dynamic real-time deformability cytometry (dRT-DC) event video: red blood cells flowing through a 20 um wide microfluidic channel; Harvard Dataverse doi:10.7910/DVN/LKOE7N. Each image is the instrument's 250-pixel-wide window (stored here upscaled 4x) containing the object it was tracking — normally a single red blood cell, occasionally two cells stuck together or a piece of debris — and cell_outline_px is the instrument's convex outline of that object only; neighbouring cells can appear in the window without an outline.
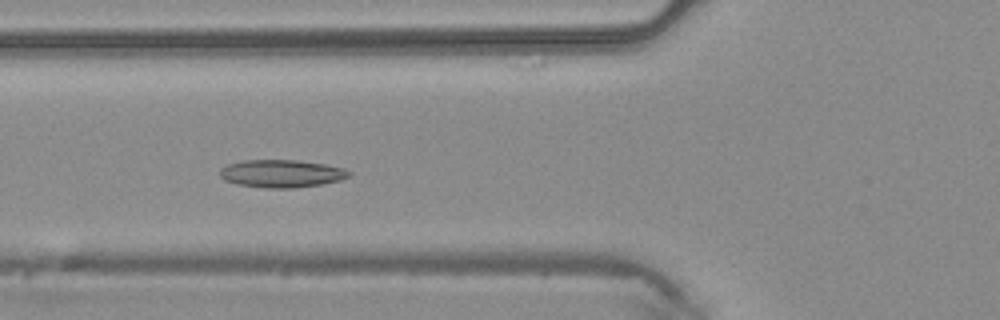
{"species": "common noctule bat (a hibernating species)", "species_latin": "Nyctalus noctula", "temperature_condition": "warm", "stored_images_in_passage": 32, "camera_frame_rate_fps": 3000, "um_per_image_px": 0.085, "animal": {"sex": "male", "body_mass_g": 20.4}, "frame": {"image": 1, "passage_image": 4, "time_ms": 1.0, "image_size_px": [1000, 320], "cell_outline_px": [[352, 176], [340, 180], [320, 184], [296, 188], [264, 188], [236, 184], [224, 180], [220, 176], [220, 168], [228, 164], [244, 160], [296, 160], [324, 164], [344, 168], [352, 172]], "centroid_in_image_um": [23.94, 14.76], "position_along_channel_um": 101.9, "area_um2": 20.98}}
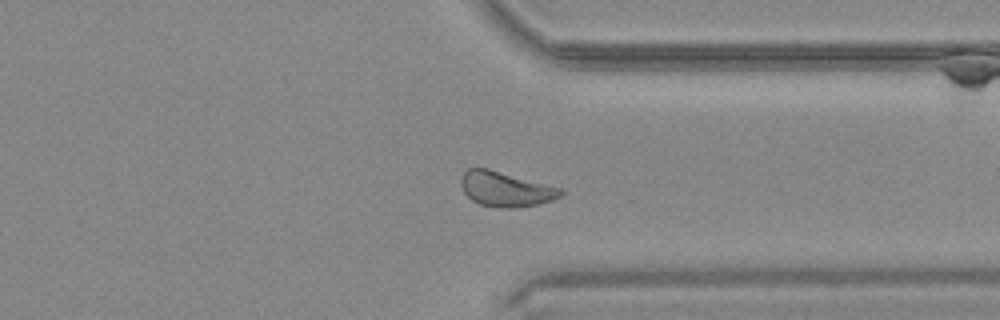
{"frame": {"image": 2, "passage_image": 22, "time_ms": 7.0, "image_size_px": [1000, 320], "cell_outline_px": [[564, 192], [560, 196], [552, 200], [536, 204], [512, 208], [496, 208], [480, 204], [472, 200], [464, 192], [460, 184], [460, 180], [464, 172], [468, 168], [488, 168], [560, 188]], "centroid_in_image_um": [42.94, 16.07], "position_along_channel_um": 368.5, "area_um2": 20.06}}
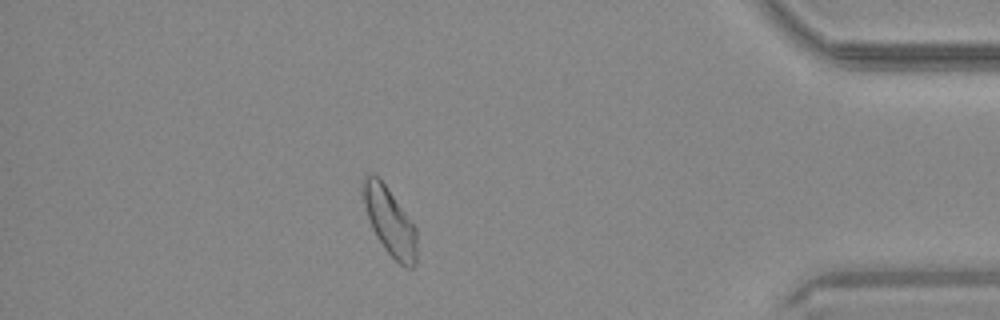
{"frame": {"image": 3, "passage_image": 27, "time_ms": 8.667, "image_size_px": [1000, 320], "cell_outline_px": [[416, 264], [412, 268], [408, 268], [400, 264], [384, 248], [376, 236], [372, 228], [364, 204], [360, 180], [368, 172], [372, 172], [384, 184], [416, 228]], "centroid_in_image_um": [33.09, 18.8], "position_along_channel_um": 402.1, "area_um2": 20.92}}